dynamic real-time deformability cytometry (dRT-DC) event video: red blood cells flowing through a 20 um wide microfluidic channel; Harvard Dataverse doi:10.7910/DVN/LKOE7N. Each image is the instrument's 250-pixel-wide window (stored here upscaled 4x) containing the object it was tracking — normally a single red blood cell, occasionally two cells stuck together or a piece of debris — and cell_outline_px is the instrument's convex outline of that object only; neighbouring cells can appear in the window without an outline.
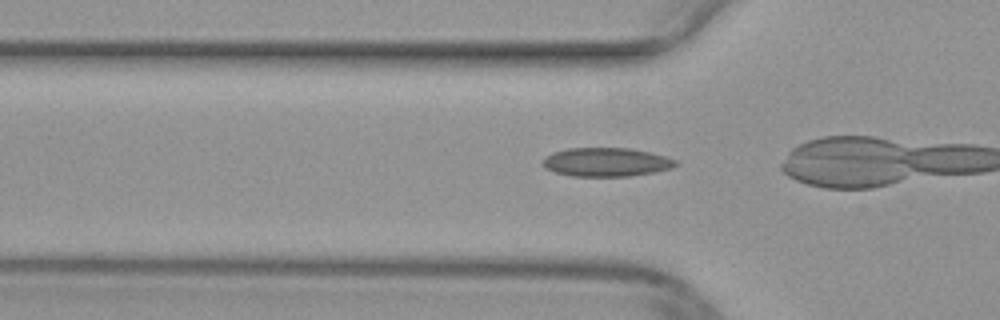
{"species": "common noctule bat (a hibernating species)", "species_latin": "Nyctalus noctula", "temperature_condition": "warm", "stored_images_in_passage": 15, "camera_frame_rate_fps": 3000, "um_per_image_px": 0.085, "animal": {"sex": "female", "body_mass_g": 29.2, "forearm_length_mm": 56.3}, "frame": {"image": 1, "passage_image": 13, "time_ms": 4.0, "image_size_px": [1000, 320], "cell_outline_px": [[680, 164], [672, 168], [652, 172], [628, 176], [572, 176], [556, 172], [548, 168], [544, 164], [544, 156], [552, 152], [568, 148], [628, 148], [648, 152], [664, 156], [676, 160]], "centroid_in_image_um": [51.55, 13.77], "position_along_channel_um": 74.3, "area_um2": 22.02}}